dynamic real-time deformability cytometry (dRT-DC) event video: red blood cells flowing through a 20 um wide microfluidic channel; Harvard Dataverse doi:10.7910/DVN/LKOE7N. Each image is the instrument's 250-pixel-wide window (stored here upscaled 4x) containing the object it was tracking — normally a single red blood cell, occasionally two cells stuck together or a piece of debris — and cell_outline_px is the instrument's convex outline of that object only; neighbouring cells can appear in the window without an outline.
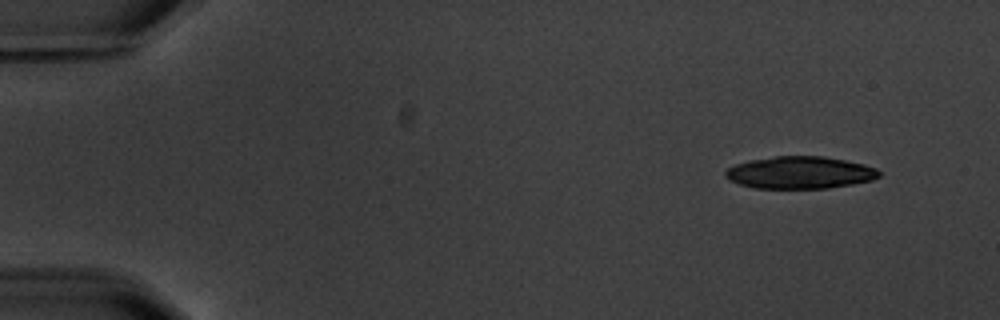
{"species": "common noctule bat (a hibernating species)", "species_latin": "Nyctalus noctula", "temperature_condition": "warm", "stored_images_in_passage": 10, "camera_frame_rate_fps": 3000, "um_per_image_px": 0.085, "animal": {"sex": "male", "body_mass_g": 20.1, "forearm_length_mm": 53.5}, "frame": {"image": 1, "passage_image": 1, "time_ms": 0.0, "image_size_px": [1000, 320], "cell_outline_px": [[880, 176], [872, 180], [852, 184], [828, 188], [752, 188], [728, 180], [724, 176], [724, 172], [728, 168], [736, 164], [752, 160], [776, 156], [824, 156], [864, 164], [876, 168], [880, 172]], "centroid_in_image_um": [67.99, 14.67], "position_along_channel_um": 17.0, "area_um2": 28.84}}
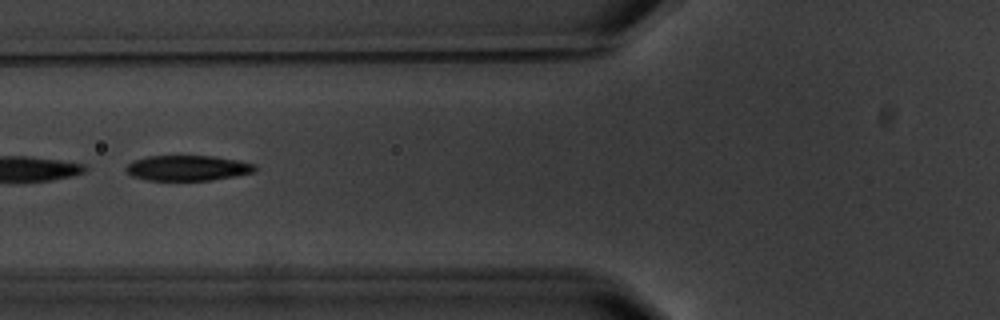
{"frame": {"image": 2, "passage_image": 6, "time_ms": 6.0, "image_size_px": [1000, 320], "cell_outline_px": [[256, 168], [252, 172], [236, 176], [212, 180], [148, 180], [132, 176], [124, 168], [128, 164], [136, 160], [148, 156], [212, 156], [236, 160], [256, 164]], "centroid_in_image_um": [15.95, 14.28], "position_along_channel_um": 109.8, "area_um2": 18.84}}